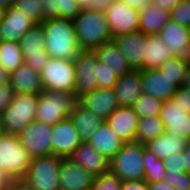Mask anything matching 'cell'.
<instances>
[{
	"mask_svg": "<svg viewBox=\"0 0 190 190\" xmlns=\"http://www.w3.org/2000/svg\"><path fill=\"white\" fill-rule=\"evenodd\" d=\"M39 74L44 90L75 92L76 71L73 60L49 58Z\"/></svg>",
	"mask_w": 190,
	"mask_h": 190,
	"instance_id": "obj_8",
	"label": "cell"
},
{
	"mask_svg": "<svg viewBox=\"0 0 190 190\" xmlns=\"http://www.w3.org/2000/svg\"><path fill=\"white\" fill-rule=\"evenodd\" d=\"M9 84L14 93L38 96L44 90L39 72L25 63L10 74Z\"/></svg>",
	"mask_w": 190,
	"mask_h": 190,
	"instance_id": "obj_23",
	"label": "cell"
},
{
	"mask_svg": "<svg viewBox=\"0 0 190 190\" xmlns=\"http://www.w3.org/2000/svg\"><path fill=\"white\" fill-rule=\"evenodd\" d=\"M35 24L37 23L27 14L11 6L4 10V16L0 20V41L18 42Z\"/></svg>",
	"mask_w": 190,
	"mask_h": 190,
	"instance_id": "obj_15",
	"label": "cell"
},
{
	"mask_svg": "<svg viewBox=\"0 0 190 190\" xmlns=\"http://www.w3.org/2000/svg\"><path fill=\"white\" fill-rule=\"evenodd\" d=\"M15 0H0V6L3 9H8L14 5Z\"/></svg>",
	"mask_w": 190,
	"mask_h": 190,
	"instance_id": "obj_55",
	"label": "cell"
},
{
	"mask_svg": "<svg viewBox=\"0 0 190 190\" xmlns=\"http://www.w3.org/2000/svg\"><path fill=\"white\" fill-rule=\"evenodd\" d=\"M169 20L170 13L150 1L140 10L139 31L146 35L159 34Z\"/></svg>",
	"mask_w": 190,
	"mask_h": 190,
	"instance_id": "obj_28",
	"label": "cell"
},
{
	"mask_svg": "<svg viewBox=\"0 0 190 190\" xmlns=\"http://www.w3.org/2000/svg\"><path fill=\"white\" fill-rule=\"evenodd\" d=\"M81 140L88 142L104 120L77 102L69 115Z\"/></svg>",
	"mask_w": 190,
	"mask_h": 190,
	"instance_id": "obj_27",
	"label": "cell"
},
{
	"mask_svg": "<svg viewBox=\"0 0 190 190\" xmlns=\"http://www.w3.org/2000/svg\"><path fill=\"white\" fill-rule=\"evenodd\" d=\"M144 180L149 184L156 181L164 180L166 177V170L164 161L158 159L151 151L144 146Z\"/></svg>",
	"mask_w": 190,
	"mask_h": 190,
	"instance_id": "obj_34",
	"label": "cell"
},
{
	"mask_svg": "<svg viewBox=\"0 0 190 190\" xmlns=\"http://www.w3.org/2000/svg\"><path fill=\"white\" fill-rule=\"evenodd\" d=\"M141 79L143 84V93L154 96L162 101L173 99V96L179 88L173 83V79L162 74L157 69H141Z\"/></svg>",
	"mask_w": 190,
	"mask_h": 190,
	"instance_id": "obj_20",
	"label": "cell"
},
{
	"mask_svg": "<svg viewBox=\"0 0 190 190\" xmlns=\"http://www.w3.org/2000/svg\"><path fill=\"white\" fill-rule=\"evenodd\" d=\"M61 161L62 158L54 154L32 158L31 165L23 179L35 190H60Z\"/></svg>",
	"mask_w": 190,
	"mask_h": 190,
	"instance_id": "obj_7",
	"label": "cell"
},
{
	"mask_svg": "<svg viewBox=\"0 0 190 190\" xmlns=\"http://www.w3.org/2000/svg\"><path fill=\"white\" fill-rule=\"evenodd\" d=\"M109 161L125 144L111 129L106 121L97 128L87 142Z\"/></svg>",
	"mask_w": 190,
	"mask_h": 190,
	"instance_id": "obj_25",
	"label": "cell"
},
{
	"mask_svg": "<svg viewBox=\"0 0 190 190\" xmlns=\"http://www.w3.org/2000/svg\"><path fill=\"white\" fill-rule=\"evenodd\" d=\"M106 122L125 143L135 141L139 116L135 113L133 107L119 106L108 116Z\"/></svg>",
	"mask_w": 190,
	"mask_h": 190,
	"instance_id": "obj_21",
	"label": "cell"
},
{
	"mask_svg": "<svg viewBox=\"0 0 190 190\" xmlns=\"http://www.w3.org/2000/svg\"><path fill=\"white\" fill-rule=\"evenodd\" d=\"M163 161L166 172H185L183 152L170 155Z\"/></svg>",
	"mask_w": 190,
	"mask_h": 190,
	"instance_id": "obj_42",
	"label": "cell"
},
{
	"mask_svg": "<svg viewBox=\"0 0 190 190\" xmlns=\"http://www.w3.org/2000/svg\"><path fill=\"white\" fill-rule=\"evenodd\" d=\"M109 170L121 180H144V144L127 142L109 162Z\"/></svg>",
	"mask_w": 190,
	"mask_h": 190,
	"instance_id": "obj_5",
	"label": "cell"
},
{
	"mask_svg": "<svg viewBox=\"0 0 190 190\" xmlns=\"http://www.w3.org/2000/svg\"><path fill=\"white\" fill-rule=\"evenodd\" d=\"M38 96L14 93L13 100L1 115L5 134L18 135L36 119Z\"/></svg>",
	"mask_w": 190,
	"mask_h": 190,
	"instance_id": "obj_4",
	"label": "cell"
},
{
	"mask_svg": "<svg viewBox=\"0 0 190 190\" xmlns=\"http://www.w3.org/2000/svg\"><path fill=\"white\" fill-rule=\"evenodd\" d=\"M24 63L21 46L19 42L0 41V66L9 74Z\"/></svg>",
	"mask_w": 190,
	"mask_h": 190,
	"instance_id": "obj_32",
	"label": "cell"
},
{
	"mask_svg": "<svg viewBox=\"0 0 190 190\" xmlns=\"http://www.w3.org/2000/svg\"><path fill=\"white\" fill-rule=\"evenodd\" d=\"M77 2L82 9H87L89 7V0H77Z\"/></svg>",
	"mask_w": 190,
	"mask_h": 190,
	"instance_id": "obj_56",
	"label": "cell"
},
{
	"mask_svg": "<svg viewBox=\"0 0 190 190\" xmlns=\"http://www.w3.org/2000/svg\"><path fill=\"white\" fill-rule=\"evenodd\" d=\"M5 190H35L25 179H11L10 184Z\"/></svg>",
	"mask_w": 190,
	"mask_h": 190,
	"instance_id": "obj_47",
	"label": "cell"
},
{
	"mask_svg": "<svg viewBox=\"0 0 190 190\" xmlns=\"http://www.w3.org/2000/svg\"><path fill=\"white\" fill-rule=\"evenodd\" d=\"M77 102L75 92L43 90L38 95L35 120L54 126L69 117Z\"/></svg>",
	"mask_w": 190,
	"mask_h": 190,
	"instance_id": "obj_3",
	"label": "cell"
},
{
	"mask_svg": "<svg viewBox=\"0 0 190 190\" xmlns=\"http://www.w3.org/2000/svg\"><path fill=\"white\" fill-rule=\"evenodd\" d=\"M52 127L34 120L18 134L21 145L31 158L52 154Z\"/></svg>",
	"mask_w": 190,
	"mask_h": 190,
	"instance_id": "obj_10",
	"label": "cell"
},
{
	"mask_svg": "<svg viewBox=\"0 0 190 190\" xmlns=\"http://www.w3.org/2000/svg\"><path fill=\"white\" fill-rule=\"evenodd\" d=\"M182 86L190 88V61H188L186 73L184 76V80L182 82Z\"/></svg>",
	"mask_w": 190,
	"mask_h": 190,
	"instance_id": "obj_54",
	"label": "cell"
},
{
	"mask_svg": "<svg viewBox=\"0 0 190 190\" xmlns=\"http://www.w3.org/2000/svg\"><path fill=\"white\" fill-rule=\"evenodd\" d=\"M44 18H65L73 20L80 14L82 8L77 0H40Z\"/></svg>",
	"mask_w": 190,
	"mask_h": 190,
	"instance_id": "obj_31",
	"label": "cell"
},
{
	"mask_svg": "<svg viewBox=\"0 0 190 190\" xmlns=\"http://www.w3.org/2000/svg\"><path fill=\"white\" fill-rule=\"evenodd\" d=\"M189 141L165 132L153 140L147 141L144 146L151 151L158 159L164 160L170 155L181 153Z\"/></svg>",
	"mask_w": 190,
	"mask_h": 190,
	"instance_id": "obj_30",
	"label": "cell"
},
{
	"mask_svg": "<svg viewBox=\"0 0 190 190\" xmlns=\"http://www.w3.org/2000/svg\"><path fill=\"white\" fill-rule=\"evenodd\" d=\"M112 36L139 31L140 10L115 0L105 11Z\"/></svg>",
	"mask_w": 190,
	"mask_h": 190,
	"instance_id": "obj_11",
	"label": "cell"
},
{
	"mask_svg": "<svg viewBox=\"0 0 190 190\" xmlns=\"http://www.w3.org/2000/svg\"><path fill=\"white\" fill-rule=\"evenodd\" d=\"M32 158L21 145L18 135L0 136V169L11 179L24 178L31 165Z\"/></svg>",
	"mask_w": 190,
	"mask_h": 190,
	"instance_id": "obj_6",
	"label": "cell"
},
{
	"mask_svg": "<svg viewBox=\"0 0 190 190\" xmlns=\"http://www.w3.org/2000/svg\"><path fill=\"white\" fill-rule=\"evenodd\" d=\"M174 58L159 34L147 35L145 39L144 69L160 68L168 59Z\"/></svg>",
	"mask_w": 190,
	"mask_h": 190,
	"instance_id": "obj_29",
	"label": "cell"
},
{
	"mask_svg": "<svg viewBox=\"0 0 190 190\" xmlns=\"http://www.w3.org/2000/svg\"><path fill=\"white\" fill-rule=\"evenodd\" d=\"M73 22L82 50L93 51L100 44L113 39L105 12L82 9Z\"/></svg>",
	"mask_w": 190,
	"mask_h": 190,
	"instance_id": "obj_2",
	"label": "cell"
},
{
	"mask_svg": "<svg viewBox=\"0 0 190 190\" xmlns=\"http://www.w3.org/2000/svg\"><path fill=\"white\" fill-rule=\"evenodd\" d=\"M13 6L27 14L36 23H43L46 20L40 0H15Z\"/></svg>",
	"mask_w": 190,
	"mask_h": 190,
	"instance_id": "obj_37",
	"label": "cell"
},
{
	"mask_svg": "<svg viewBox=\"0 0 190 190\" xmlns=\"http://www.w3.org/2000/svg\"><path fill=\"white\" fill-rule=\"evenodd\" d=\"M14 91L10 84L0 86V116L13 100Z\"/></svg>",
	"mask_w": 190,
	"mask_h": 190,
	"instance_id": "obj_44",
	"label": "cell"
},
{
	"mask_svg": "<svg viewBox=\"0 0 190 190\" xmlns=\"http://www.w3.org/2000/svg\"><path fill=\"white\" fill-rule=\"evenodd\" d=\"M165 133V128L160 116L154 115L139 118L135 142L145 144Z\"/></svg>",
	"mask_w": 190,
	"mask_h": 190,
	"instance_id": "obj_33",
	"label": "cell"
},
{
	"mask_svg": "<svg viewBox=\"0 0 190 190\" xmlns=\"http://www.w3.org/2000/svg\"><path fill=\"white\" fill-rule=\"evenodd\" d=\"M164 181L168 182L176 190H190V173L166 172Z\"/></svg>",
	"mask_w": 190,
	"mask_h": 190,
	"instance_id": "obj_41",
	"label": "cell"
},
{
	"mask_svg": "<svg viewBox=\"0 0 190 190\" xmlns=\"http://www.w3.org/2000/svg\"><path fill=\"white\" fill-rule=\"evenodd\" d=\"M185 172L190 173V143L183 151Z\"/></svg>",
	"mask_w": 190,
	"mask_h": 190,
	"instance_id": "obj_51",
	"label": "cell"
},
{
	"mask_svg": "<svg viewBox=\"0 0 190 190\" xmlns=\"http://www.w3.org/2000/svg\"><path fill=\"white\" fill-rule=\"evenodd\" d=\"M162 42L174 57L190 61V28L169 20L160 30Z\"/></svg>",
	"mask_w": 190,
	"mask_h": 190,
	"instance_id": "obj_16",
	"label": "cell"
},
{
	"mask_svg": "<svg viewBox=\"0 0 190 190\" xmlns=\"http://www.w3.org/2000/svg\"><path fill=\"white\" fill-rule=\"evenodd\" d=\"M4 10L1 6H0V20L3 18L4 16Z\"/></svg>",
	"mask_w": 190,
	"mask_h": 190,
	"instance_id": "obj_58",
	"label": "cell"
},
{
	"mask_svg": "<svg viewBox=\"0 0 190 190\" xmlns=\"http://www.w3.org/2000/svg\"><path fill=\"white\" fill-rule=\"evenodd\" d=\"M115 0H89L88 10L105 12Z\"/></svg>",
	"mask_w": 190,
	"mask_h": 190,
	"instance_id": "obj_46",
	"label": "cell"
},
{
	"mask_svg": "<svg viewBox=\"0 0 190 190\" xmlns=\"http://www.w3.org/2000/svg\"><path fill=\"white\" fill-rule=\"evenodd\" d=\"M161 9L171 12L182 0H150Z\"/></svg>",
	"mask_w": 190,
	"mask_h": 190,
	"instance_id": "obj_48",
	"label": "cell"
},
{
	"mask_svg": "<svg viewBox=\"0 0 190 190\" xmlns=\"http://www.w3.org/2000/svg\"><path fill=\"white\" fill-rule=\"evenodd\" d=\"M52 154L61 158H70L83 142L70 117L59 121L52 127Z\"/></svg>",
	"mask_w": 190,
	"mask_h": 190,
	"instance_id": "obj_12",
	"label": "cell"
},
{
	"mask_svg": "<svg viewBox=\"0 0 190 190\" xmlns=\"http://www.w3.org/2000/svg\"><path fill=\"white\" fill-rule=\"evenodd\" d=\"M121 190H149L145 180H124Z\"/></svg>",
	"mask_w": 190,
	"mask_h": 190,
	"instance_id": "obj_45",
	"label": "cell"
},
{
	"mask_svg": "<svg viewBox=\"0 0 190 190\" xmlns=\"http://www.w3.org/2000/svg\"><path fill=\"white\" fill-rule=\"evenodd\" d=\"M170 20L190 28V0H182L170 12Z\"/></svg>",
	"mask_w": 190,
	"mask_h": 190,
	"instance_id": "obj_40",
	"label": "cell"
},
{
	"mask_svg": "<svg viewBox=\"0 0 190 190\" xmlns=\"http://www.w3.org/2000/svg\"><path fill=\"white\" fill-rule=\"evenodd\" d=\"M50 58L73 60L81 51L73 20L50 18L43 23Z\"/></svg>",
	"mask_w": 190,
	"mask_h": 190,
	"instance_id": "obj_1",
	"label": "cell"
},
{
	"mask_svg": "<svg viewBox=\"0 0 190 190\" xmlns=\"http://www.w3.org/2000/svg\"><path fill=\"white\" fill-rule=\"evenodd\" d=\"M10 74L0 66V86L9 83Z\"/></svg>",
	"mask_w": 190,
	"mask_h": 190,
	"instance_id": "obj_53",
	"label": "cell"
},
{
	"mask_svg": "<svg viewBox=\"0 0 190 190\" xmlns=\"http://www.w3.org/2000/svg\"><path fill=\"white\" fill-rule=\"evenodd\" d=\"M160 119L163 122L165 132L170 135L190 140V114L185 113L173 99L164 101Z\"/></svg>",
	"mask_w": 190,
	"mask_h": 190,
	"instance_id": "obj_14",
	"label": "cell"
},
{
	"mask_svg": "<svg viewBox=\"0 0 190 190\" xmlns=\"http://www.w3.org/2000/svg\"><path fill=\"white\" fill-rule=\"evenodd\" d=\"M113 89L120 106L132 107L143 94L141 70H131L118 77Z\"/></svg>",
	"mask_w": 190,
	"mask_h": 190,
	"instance_id": "obj_22",
	"label": "cell"
},
{
	"mask_svg": "<svg viewBox=\"0 0 190 190\" xmlns=\"http://www.w3.org/2000/svg\"><path fill=\"white\" fill-rule=\"evenodd\" d=\"M4 134L3 126H2V121H1V116H0V136Z\"/></svg>",
	"mask_w": 190,
	"mask_h": 190,
	"instance_id": "obj_57",
	"label": "cell"
},
{
	"mask_svg": "<svg viewBox=\"0 0 190 190\" xmlns=\"http://www.w3.org/2000/svg\"><path fill=\"white\" fill-rule=\"evenodd\" d=\"M146 37L147 35L140 31L113 37L132 70L144 69Z\"/></svg>",
	"mask_w": 190,
	"mask_h": 190,
	"instance_id": "obj_18",
	"label": "cell"
},
{
	"mask_svg": "<svg viewBox=\"0 0 190 190\" xmlns=\"http://www.w3.org/2000/svg\"><path fill=\"white\" fill-rule=\"evenodd\" d=\"M120 1H123L129 6L135 7L136 9L139 10H141L145 4H148L150 2V0H120Z\"/></svg>",
	"mask_w": 190,
	"mask_h": 190,
	"instance_id": "obj_50",
	"label": "cell"
},
{
	"mask_svg": "<svg viewBox=\"0 0 190 190\" xmlns=\"http://www.w3.org/2000/svg\"><path fill=\"white\" fill-rule=\"evenodd\" d=\"M176 105H179L185 113L190 114V88L180 86L173 96Z\"/></svg>",
	"mask_w": 190,
	"mask_h": 190,
	"instance_id": "obj_43",
	"label": "cell"
},
{
	"mask_svg": "<svg viewBox=\"0 0 190 190\" xmlns=\"http://www.w3.org/2000/svg\"><path fill=\"white\" fill-rule=\"evenodd\" d=\"M187 65L188 60L174 57L168 59L162 66H160L159 69L162 74H165L169 78L173 79V83L180 87L182 86V82L184 80Z\"/></svg>",
	"mask_w": 190,
	"mask_h": 190,
	"instance_id": "obj_36",
	"label": "cell"
},
{
	"mask_svg": "<svg viewBox=\"0 0 190 190\" xmlns=\"http://www.w3.org/2000/svg\"><path fill=\"white\" fill-rule=\"evenodd\" d=\"M149 190H176L168 182L161 180L148 184Z\"/></svg>",
	"mask_w": 190,
	"mask_h": 190,
	"instance_id": "obj_49",
	"label": "cell"
},
{
	"mask_svg": "<svg viewBox=\"0 0 190 190\" xmlns=\"http://www.w3.org/2000/svg\"><path fill=\"white\" fill-rule=\"evenodd\" d=\"M76 71L75 94L79 98L98 88L96 77L97 56L91 50H82L74 59Z\"/></svg>",
	"mask_w": 190,
	"mask_h": 190,
	"instance_id": "obj_13",
	"label": "cell"
},
{
	"mask_svg": "<svg viewBox=\"0 0 190 190\" xmlns=\"http://www.w3.org/2000/svg\"><path fill=\"white\" fill-rule=\"evenodd\" d=\"M18 42L21 46L24 63L40 73L50 58L46 51L45 31L42 23L35 24Z\"/></svg>",
	"mask_w": 190,
	"mask_h": 190,
	"instance_id": "obj_9",
	"label": "cell"
},
{
	"mask_svg": "<svg viewBox=\"0 0 190 190\" xmlns=\"http://www.w3.org/2000/svg\"><path fill=\"white\" fill-rule=\"evenodd\" d=\"M93 52L98 60L112 68L117 77L132 70L114 39L100 44Z\"/></svg>",
	"mask_w": 190,
	"mask_h": 190,
	"instance_id": "obj_26",
	"label": "cell"
},
{
	"mask_svg": "<svg viewBox=\"0 0 190 190\" xmlns=\"http://www.w3.org/2000/svg\"><path fill=\"white\" fill-rule=\"evenodd\" d=\"M78 102L104 121L120 106L113 88H97L80 96Z\"/></svg>",
	"mask_w": 190,
	"mask_h": 190,
	"instance_id": "obj_17",
	"label": "cell"
},
{
	"mask_svg": "<svg viewBox=\"0 0 190 190\" xmlns=\"http://www.w3.org/2000/svg\"><path fill=\"white\" fill-rule=\"evenodd\" d=\"M11 182V178L0 169V190H5Z\"/></svg>",
	"mask_w": 190,
	"mask_h": 190,
	"instance_id": "obj_52",
	"label": "cell"
},
{
	"mask_svg": "<svg viewBox=\"0 0 190 190\" xmlns=\"http://www.w3.org/2000/svg\"><path fill=\"white\" fill-rule=\"evenodd\" d=\"M95 71L98 88L112 89L115 86L118 77L110 66L97 59Z\"/></svg>",
	"mask_w": 190,
	"mask_h": 190,
	"instance_id": "obj_39",
	"label": "cell"
},
{
	"mask_svg": "<svg viewBox=\"0 0 190 190\" xmlns=\"http://www.w3.org/2000/svg\"><path fill=\"white\" fill-rule=\"evenodd\" d=\"M123 180L110 170L94 176L91 190H121Z\"/></svg>",
	"mask_w": 190,
	"mask_h": 190,
	"instance_id": "obj_38",
	"label": "cell"
},
{
	"mask_svg": "<svg viewBox=\"0 0 190 190\" xmlns=\"http://www.w3.org/2000/svg\"><path fill=\"white\" fill-rule=\"evenodd\" d=\"M59 177L60 190H91L94 178L71 158H62Z\"/></svg>",
	"mask_w": 190,
	"mask_h": 190,
	"instance_id": "obj_19",
	"label": "cell"
},
{
	"mask_svg": "<svg viewBox=\"0 0 190 190\" xmlns=\"http://www.w3.org/2000/svg\"><path fill=\"white\" fill-rule=\"evenodd\" d=\"M70 158L93 176L109 171L110 161L87 142H82Z\"/></svg>",
	"mask_w": 190,
	"mask_h": 190,
	"instance_id": "obj_24",
	"label": "cell"
},
{
	"mask_svg": "<svg viewBox=\"0 0 190 190\" xmlns=\"http://www.w3.org/2000/svg\"><path fill=\"white\" fill-rule=\"evenodd\" d=\"M163 103L164 101L154 96L143 93L132 107L135 113L139 116V118L154 115L159 116Z\"/></svg>",
	"mask_w": 190,
	"mask_h": 190,
	"instance_id": "obj_35",
	"label": "cell"
}]
</instances>
